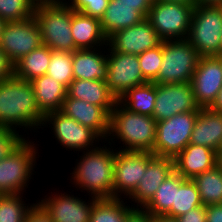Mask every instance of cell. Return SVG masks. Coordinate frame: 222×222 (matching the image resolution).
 Masks as SVG:
<instances>
[{
    "mask_svg": "<svg viewBox=\"0 0 222 222\" xmlns=\"http://www.w3.org/2000/svg\"><path fill=\"white\" fill-rule=\"evenodd\" d=\"M44 114L40 111L30 81L14 75L0 82V128H11L27 133L39 132ZM19 128V129H17ZM28 131V132H27Z\"/></svg>",
    "mask_w": 222,
    "mask_h": 222,
    "instance_id": "6da1fadb",
    "label": "cell"
},
{
    "mask_svg": "<svg viewBox=\"0 0 222 222\" xmlns=\"http://www.w3.org/2000/svg\"><path fill=\"white\" fill-rule=\"evenodd\" d=\"M115 154L116 149L106 141L95 149L82 152L81 155L78 153L79 159L74 161L75 167L71 168L73 171L69 177L73 188L86 191V194L89 193L87 196L96 199L113 198Z\"/></svg>",
    "mask_w": 222,
    "mask_h": 222,
    "instance_id": "7a4b0ae2",
    "label": "cell"
},
{
    "mask_svg": "<svg viewBox=\"0 0 222 222\" xmlns=\"http://www.w3.org/2000/svg\"><path fill=\"white\" fill-rule=\"evenodd\" d=\"M156 127L157 121L153 116L131 112L117 101L110 113L106 142L113 148H116L115 143L118 142L120 147L116 150L146 151L153 154Z\"/></svg>",
    "mask_w": 222,
    "mask_h": 222,
    "instance_id": "3957f363",
    "label": "cell"
},
{
    "mask_svg": "<svg viewBox=\"0 0 222 222\" xmlns=\"http://www.w3.org/2000/svg\"><path fill=\"white\" fill-rule=\"evenodd\" d=\"M31 140L26 137L15 150L0 161V194H24L29 188V182L33 180L34 173L36 175V161L40 157V145Z\"/></svg>",
    "mask_w": 222,
    "mask_h": 222,
    "instance_id": "277c9868",
    "label": "cell"
},
{
    "mask_svg": "<svg viewBox=\"0 0 222 222\" xmlns=\"http://www.w3.org/2000/svg\"><path fill=\"white\" fill-rule=\"evenodd\" d=\"M74 12L64 0L35 7L34 17L40 27L42 45L55 51L77 50L71 34V17Z\"/></svg>",
    "mask_w": 222,
    "mask_h": 222,
    "instance_id": "5b68a950",
    "label": "cell"
},
{
    "mask_svg": "<svg viewBox=\"0 0 222 222\" xmlns=\"http://www.w3.org/2000/svg\"><path fill=\"white\" fill-rule=\"evenodd\" d=\"M222 6L196 5L187 40L200 57L221 54Z\"/></svg>",
    "mask_w": 222,
    "mask_h": 222,
    "instance_id": "8992f818",
    "label": "cell"
},
{
    "mask_svg": "<svg viewBox=\"0 0 222 222\" xmlns=\"http://www.w3.org/2000/svg\"><path fill=\"white\" fill-rule=\"evenodd\" d=\"M163 62L155 84L189 83L200 56L187 39L162 41Z\"/></svg>",
    "mask_w": 222,
    "mask_h": 222,
    "instance_id": "52a82bcc",
    "label": "cell"
},
{
    "mask_svg": "<svg viewBox=\"0 0 222 222\" xmlns=\"http://www.w3.org/2000/svg\"><path fill=\"white\" fill-rule=\"evenodd\" d=\"M49 125V126H48ZM50 128L56 144L66 151L80 153L95 149L103 140L90 128L66 116L61 111L47 113L44 116L41 129Z\"/></svg>",
    "mask_w": 222,
    "mask_h": 222,
    "instance_id": "ba28073f",
    "label": "cell"
},
{
    "mask_svg": "<svg viewBox=\"0 0 222 222\" xmlns=\"http://www.w3.org/2000/svg\"><path fill=\"white\" fill-rule=\"evenodd\" d=\"M199 111L175 114L157 122L153 154L157 157L175 158L190 143Z\"/></svg>",
    "mask_w": 222,
    "mask_h": 222,
    "instance_id": "9c48e42d",
    "label": "cell"
},
{
    "mask_svg": "<svg viewBox=\"0 0 222 222\" xmlns=\"http://www.w3.org/2000/svg\"><path fill=\"white\" fill-rule=\"evenodd\" d=\"M193 8L184 3L154 2L147 19L162 41L187 39Z\"/></svg>",
    "mask_w": 222,
    "mask_h": 222,
    "instance_id": "30bf717a",
    "label": "cell"
},
{
    "mask_svg": "<svg viewBox=\"0 0 222 222\" xmlns=\"http://www.w3.org/2000/svg\"><path fill=\"white\" fill-rule=\"evenodd\" d=\"M41 45V31L34 16L4 23L0 34V49L12 65Z\"/></svg>",
    "mask_w": 222,
    "mask_h": 222,
    "instance_id": "8fae6325",
    "label": "cell"
},
{
    "mask_svg": "<svg viewBox=\"0 0 222 222\" xmlns=\"http://www.w3.org/2000/svg\"><path fill=\"white\" fill-rule=\"evenodd\" d=\"M155 157L146 151L116 150L113 174V198H127L146 172L147 164Z\"/></svg>",
    "mask_w": 222,
    "mask_h": 222,
    "instance_id": "7c38bea8",
    "label": "cell"
},
{
    "mask_svg": "<svg viewBox=\"0 0 222 222\" xmlns=\"http://www.w3.org/2000/svg\"><path fill=\"white\" fill-rule=\"evenodd\" d=\"M108 74L106 84L118 100L129 89L148 82L142 74L138 55L113 51L107 46Z\"/></svg>",
    "mask_w": 222,
    "mask_h": 222,
    "instance_id": "4fadbf2b",
    "label": "cell"
},
{
    "mask_svg": "<svg viewBox=\"0 0 222 222\" xmlns=\"http://www.w3.org/2000/svg\"><path fill=\"white\" fill-rule=\"evenodd\" d=\"M189 83L156 84V100L153 117L158 121L171 118L175 114L200 111Z\"/></svg>",
    "mask_w": 222,
    "mask_h": 222,
    "instance_id": "5bb4252c",
    "label": "cell"
},
{
    "mask_svg": "<svg viewBox=\"0 0 222 222\" xmlns=\"http://www.w3.org/2000/svg\"><path fill=\"white\" fill-rule=\"evenodd\" d=\"M70 192H50L38 199L44 208L50 213L53 222H89L93 203L96 198L90 196L83 199L81 195L75 196ZM48 196V197H47ZM82 198V199H81Z\"/></svg>",
    "mask_w": 222,
    "mask_h": 222,
    "instance_id": "9a60e30c",
    "label": "cell"
},
{
    "mask_svg": "<svg viewBox=\"0 0 222 222\" xmlns=\"http://www.w3.org/2000/svg\"><path fill=\"white\" fill-rule=\"evenodd\" d=\"M200 108H209L222 88V63L217 56L200 57L190 81Z\"/></svg>",
    "mask_w": 222,
    "mask_h": 222,
    "instance_id": "2e32d148",
    "label": "cell"
},
{
    "mask_svg": "<svg viewBox=\"0 0 222 222\" xmlns=\"http://www.w3.org/2000/svg\"><path fill=\"white\" fill-rule=\"evenodd\" d=\"M161 43L151 22L145 18L141 23L116 31L108 38L107 46L118 53L139 55Z\"/></svg>",
    "mask_w": 222,
    "mask_h": 222,
    "instance_id": "e0dca14e",
    "label": "cell"
},
{
    "mask_svg": "<svg viewBox=\"0 0 222 222\" xmlns=\"http://www.w3.org/2000/svg\"><path fill=\"white\" fill-rule=\"evenodd\" d=\"M174 171V159L155 156L146 167L135 190L126 198L134 208H143L155 195L161 183ZM133 202V203H132ZM136 203V204H135ZM133 204V205H132Z\"/></svg>",
    "mask_w": 222,
    "mask_h": 222,
    "instance_id": "ac0fdd59",
    "label": "cell"
},
{
    "mask_svg": "<svg viewBox=\"0 0 222 222\" xmlns=\"http://www.w3.org/2000/svg\"><path fill=\"white\" fill-rule=\"evenodd\" d=\"M152 4H127L110 0L103 17L101 28L107 38L116 31L141 23L147 18Z\"/></svg>",
    "mask_w": 222,
    "mask_h": 222,
    "instance_id": "d6986e66",
    "label": "cell"
},
{
    "mask_svg": "<svg viewBox=\"0 0 222 222\" xmlns=\"http://www.w3.org/2000/svg\"><path fill=\"white\" fill-rule=\"evenodd\" d=\"M60 111L83 126L90 128L103 141H106L109 134L110 115L101 106L66 97Z\"/></svg>",
    "mask_w": 222,
    "mask_h": 222,
    "instance_id": "ffe728a7",
    "label": "cell"
},
{
    "mask_svg": "<svg viewBox=\"0 0 222 222\" xmlns=\"http://www.w3.org/2000/svg\"><path fill=\"white\" fill-rule=\"evenodd\" d=\"M174 159V170L185 179L212 169L217 165V152L201 145L188 144Z\"/></svg>",
    "mask_w": 222,
    "mask_h": 222,
    "instance_id": "44dd1931",
    "label": "cell"
},
{
    "mask_svg": "<svg viewBox=\"0 0 222 222\" xmlns=\"http://www.w3.org/2000/svg\"><path fill=\"white\" fill-rule=\"evenodd\" d=\"M74 79L106 81L108 74L107 45L96 49H81L73 52Z\"/></svg>",
    "mask_w": 222,
    "mask_h": 222,
    "instance_id": "7402d4cb",
    "label": "cell"
},
{
    "mask_svg": "<svg viewBox=\"0 0 222 222\" xmlns=\"http://www.w3.org/2000/svg\"><path fill=\"white\" fill-rule=\"evenodd\" d=\"M190 144L206 146L218 152L222 147V112L201 108L191 133Z\"/></svg>",
    "mask_w": 222,
    "mask_h": 222,
    "instance_id": "603a6c76",
    "label": "cell"
},
{
    "mask_svg": "<svg viewBox=\"0 0 222 222\" xmlns=\"http://www.w3.org/2000/svg\"><path fill=\"white\" fill-rule=\"evenodd\" d=\"M101 106L109 115L118 101L106 81L74 79L67 88V96Z\"/></svg>",
    "mask_w": 222,
    "mask_h": 222,
    "instance_id": "cb8c5ba5",
    "label": "cell"
},
{
    "mask_svg": "<svg viewBox=\"0 0 222 222\" xmlns=\"http://www.w3.org/2000/svg\"><path fill=\"white\" fill-rule=\"evenodd\" d=\"M71 34L77 50L108 45V38L103 33L100 20L80 12L75 11L71 17Z\"/></svg>",
    "mask_w": 222,
    "mask_h": 222,
    "instance_id": "d4e9b609",
    "label": "cell"
},
{
    "mask_svg": "<svg viewBox=\"0 0 222 222\" xmlns=\"http://www.w3.org/2000/svg\"><path fill=\"white\" fill-rule=\"evenodd\" d=\"M40 111L46 115L60 111L67 96V88L51 76L45 74L30 81Z\"/></svg>",
    "mask_w": 222,
    "mask_h": 222,
    "instance_id": "484cf974",
    "label": "cell"
},
{
    "mask_svg": "<svg viewBox=\"0 0 222 222\" xmlns=\"http://www.w3.org/2000/svg\"><path fill=\"white\" fill-rule=\"evenodd\" d=\"M186 179L175 170L161 183L152 199L142 208L151 216H165L175 204L176 189Z\"/></svg>",
    "mask_w": 222,
    "mask_h": 222,
    "instance_id": "4316f807",
    "label": "cell"
},
{
    "mask_svg": "<svg viewBox=\"0 0 222 222\" xmlns=\"http://www.w3.org/2000/svg\"><path fill=\"white\" fill-rule=\"evenodd\" d=\"M52 50L45 45L31 51L13 65V75L25 81L47 73Z\"/></svg>",
    "mask_w": 222,
    "mask_h": 222,
    "instance_id": "83f0119b",
    "label": "cell"
},
{
    "mask_svg": "<svg viewBox=\"0 0 222 222\" xmlns=\"http://www.w3.org/2000/svg\"><path fill=\"white\" fill-rule=\"evenodd\" d=\"M156 100V84L146 82L129 89L118 101L131 112L153 115Z\"/></svg>",
    "mask_w": 222,
    "mask_h": 222,
    "instance_id": "f1b7e54d",
    "label": "cell"
},
{
    "mask_svg": "<svg viewBox=\"0 0 222 222\" xmlns=\"http://www.w3.org/2000/svg\"><path fill=\"white\" fill-rule=\"evenodd\" d=\"M134 209L123 198L96 199L89 222H125Z\"/></svg>",
    "mask_w": 222,
    "mask_h": 222,
    "instance_id": "f546056e",
    "label": "cell"
},
{
    "mask_svg": "<svg viewBox=\"0 0 222 222\" xmlns=\"http://www.w3.org/2000/svg\"><path fill=\"white\" fill-rule=\"evenodd\" d=\"M199 191L202 204H222V169L216 165L192 178Z\"/></svg>",
    "mask_w": 222,
    "mask_h": 222,
    "instance_id": "4dcf8cb0",
    "label": "cell"
},
{
    "mask_svg": "<svg viewBox=\"0 0 222 222\" xmlns=\"http://www.w3.org/2000/svg\"><path fill=\"white\" fill-rule=\"evenodd\" d=\"M202 205L195 183L192 179H186L179 186V189H176L175 204L172 205L171 210L165 216L177 218Z\"/></svg>",
    "mask_w": 222,
    "mask_h": 222,
    "instance_id": "1f68e13d",
    "label": "cell"
},
{
    "mask_svg": "<svg viewBox=\"0 0 222 222\" xmlns=\"http://www.w3.org/2000/svg\"><path fill=\"white\" fill-rule=\"evenodd\" d=\"M24 200L29 201L20 193L0 194V222H24L27 211L33 204L25 203Z\"/></svg>",
    "mask_w": 222,
    "mask_h": 222,
    "instance_id": "d6a6232c",
    "label": "cell"
},
{
    "mask_svg": "<svg viewBox=\"0 0 222 222\" xmlns=\"http://www.w3.org/2000/svg\"><path fill=\"white\" fill-rule=\"evenodd\" d=\"M72 59L73 52L52 50L46 74L68 88L74 80Z\"/></svg>",
    "mask_w": 222,
    "mask_h": 222,
    "instance_id": "836d02e7",
    "label": "cell"
},
{
    "mask_svg": "<svg viewBox=\"0 0 222 222\" xmlns=\"http://www.w3.org/2000/svg\"><path fill=\"white\" fill-rule=\"evenodd\" d=\"M34 10L29 0H0V18L4 22L30 18L34 16Z\"/></svg>",
    "mask_w": 222,
    "mask_h": 222,
    "instance_id": "e575fe53",
    "label": "cell"
},
{
    "mask_svg": "<svg viewBox=\"0 0 222 222\" xmlns=\"http://www.w3.org/2000/svg\"><path fill=\"white\" fill-rule=\"evenodd\" d=\"M138 60L143 77L148 82H153L157 78L161 63L163 62L162 43L153 49L146 50L139 54Z\"/></svg>",
    "mask_w": 222,
    "mask_h": 222,
    "instance_id": "d590c367",
    "label": "cell"
},
{
    "mask_svg": "<svg viewBox=\"0 0 222 222\" xmlns=\"http://www.w3.org/2000/svg\"><path fill=\"white\" fill-rule=\"evenodd\" d=\"M74 11L101 19L110 0H64Z\"/></svg>",
    "mask_w": 222,
    "mask_h": 222,
    "instance_id": "8d00e7d4",
    "label": "cell"
},
{
    "mask_svg": "<svg viewBox=\"0 0 222 222\" xmlns=\"http://www.w3.org/2000/svg\"><path fill=\"white\" fill-rule=\"evenodd\" d=\"M25 137V138H24ZM26 139V133L11 128H0V161L6 158Z\"/></svg>",
    "mask_w": 222,
    "mask_h": 222,
    "instance_id": "74e56055",
    "label": "cell"
},
{
    "mask_svg": "<svg viewBox=\"0 0 222 222\" xmlns=\"http://www.w3.org/2000/svg\"><path fill=\"white\" fill-rule=\"evenodd\" d=\"M35 202V203H34ZM24 222H53L50 213L39 201H34L28 209Z\"/></svg>",
    "mask_w": 222,
    "mask_h": 222,
    "instance_id": "f35d334b",
    "label": "cell"
},
{
    "mask_svg": "<svg viewBox=\"0 0 222 222\" xmlns=\"http://www.w3.org/2000/svg\"><path fill=\"white\" fill-rule=\"evenodd\" d=\"M178 222H207L206 206L202 205L191 209L187 213L176 218Z\"/></svg>",
    "mask_w": 222,
    "mask_h": 222,
    "instance_id": "ab89813d",
    "label": "cell"
},
{
    "mask_svg": "<svg viewBox=\"0 0 222 222\" xmlns=\"http://www.w3.org/2000/svg\"><path fill=\"white\" fill-rule=\"evenodd\" d=\"M13 75V65L8 61L5 53L0 49V82Z\"/></svg>",
    "mask_w": 222,
    "mask_h": 222,
    "instance_id": "60d3db41",
    "label": "cell"
},
{
    "mask_svg": "<svg viewBox=\"0 0 222 222\" xmlns=\"http://www.w3.org/2000/svg\"><path fill=\"white\" fill-rule=\"evenodd\" d=\"M125 222H152V216L141 208H135Z\"/></svg>",
    "mask_w": 222,
    "mask_h": 222,
    "instance_id": "b9f144b4",
    "label": "cell"
},
{
    "mask_svg": "<svg viewBox=\"0 0 222 222\" xmlns=\"http://www.w3.org/2000/svg\"><path fill=\"white\" fill-rule=\"evenodd\" d=\"M207 222H222V204L206 206Z\"/></svg>",
    "mask_w": 222,
    "mask_h": 222,
    "instance_id": "7bdbcfd3",
    "label": "cell"
},
{
    "mask_svg": "<svg viewBox=\"0 0 222 222\" xmlns=\"http://www.w3.org/2000/svg\"><path fill=\"white\" fill-rule=\"evenodd\" d=\"M209 108L216 112H222V88L219 90L217 98Z\"/></svg>",
    "mask_w": 222,
    "mask_h": 222,
    "instance_id": "ee69618b",
    "label": "cell"
},
{
    "mask_svg": "<svg viewBox=\"0 0 222 222\" xmlns=\"http://www.w3.org/2000/svg\"><path fill=\"white\" fill-rule=\"evenodd\" d=\"M34 7L57 3L59 0H29Z\"/></svg>",
    "mask_w": 222,
    "mask_h": 222,
    "instance_id": "f6af8a7d",
    "label": "cell"
},
{
    "mask_svg": "<svg viewBox=\"0 0 222 222\" xmlns=\"http://www.w3.org/2000/svg\"><path fill=\"white\" fill-rule=\"evenodd\" d=\"M151 3L164 1V2H174V3H184L186 5H192L193 7L196 6L195 0H150Z\"/></svg>",
    "mask_w": 222,
    "mask_h": 222,
    "instance_id": "bcb514c9",
    "label": "cell"
},
{
    "mask_svg": "<svg viewBox=\"0 0 222 222\" xmlns=\"http://www.w3.org/2000/svg\"><path fill=\"white\" fill-rule=\"evenodd\" d=\"M196 5H217L222 6V0H195Z\"/></svg>",
    "mask_w": 222,
    "mask_h": 222,
    "instance_id": "7dc6e473",
    "label": "cell"
},
{
    "mask_svg": "<svg viewBox=\"0 0 222 222\" xmlns=\"http://www.w3.org/2000/svg\"><path fill=\"white\" fill-rule=\"evenodd\" d=\"M152 222H178L176 218L168 216H152Z\"/></svg>",
    "mask_w": 222,
    "mask_h": 222,
    "instance_id": "c3c4849f",
    "label": "cell"
},
{
    "mask_svg": "<svg viewBox=\"0 0 222 222\" xmlns=\"http://www.w3.org/2000/svg\"><path fill=\"white\" fill-rule=\"evenodd\" d=\"M117 3H127V4H152L150 0H117Z\"/></svg>",
    "mask_w": 222,
    "mask_h": 222,
    "instance_id": "681fc988",
    "label": "cell"
},
{
    "mask_svg": "<svg viewBox=\"0 0 222 222\" xmlns=\"http://www.w3.org/2000/svg\"><path fill=\"white\" fill-rule=\"evenodd\" d=\"M217 165L222 169V147L217 152Z\"/></svg>",
    "mask_w": 222,
    "mask_h": 222,
    "instance_id": "f907efd6",
    "label": "cell"
},
{
    "mask_svg": "<svg viewBox=\"0 0 222 222\" xmlns=\"http://www.w3.org/2000/svg\"><path fill=\"white\" fill-rule=\"evenodd\" d=\"M4 23L5 22L0 18V34H1L2 27H3Z\"/></svg>",
    "mask_w": 222,
    "mask_h": 222,
    "instance_id": "816d5d0a",
    "label": "cell"
},
{
    "mask_svg": "<svg viewBox=\"0 0 222 222\" xmlns=\"http://www.w3.org/2000/svg\"><path fill=\"white\" fill-rule=\"evenodd\" d=\"M217 57L220 59V61L222 63V53L220 55H218Z\"/></svg>",
    "mask_w": 222,
    "mask_h": 222,
    "instance_id": "f5cc1de1",
    "label": "cell"
},
{
    "mask_svg": "<svg viewBox=\"0 0 222 222\" xmlns=\"http://www.w3.org/2000/svg\"><path fill=\"white\" fill-rule=\"evenodd\" d=\"M221 53H222V31H221Z\"/></svg>",
    "mask_w": 222,
    "mask_h": 222,
    "instance_id": "db71d44e",
    "label": "cell"
}]
</instances>
